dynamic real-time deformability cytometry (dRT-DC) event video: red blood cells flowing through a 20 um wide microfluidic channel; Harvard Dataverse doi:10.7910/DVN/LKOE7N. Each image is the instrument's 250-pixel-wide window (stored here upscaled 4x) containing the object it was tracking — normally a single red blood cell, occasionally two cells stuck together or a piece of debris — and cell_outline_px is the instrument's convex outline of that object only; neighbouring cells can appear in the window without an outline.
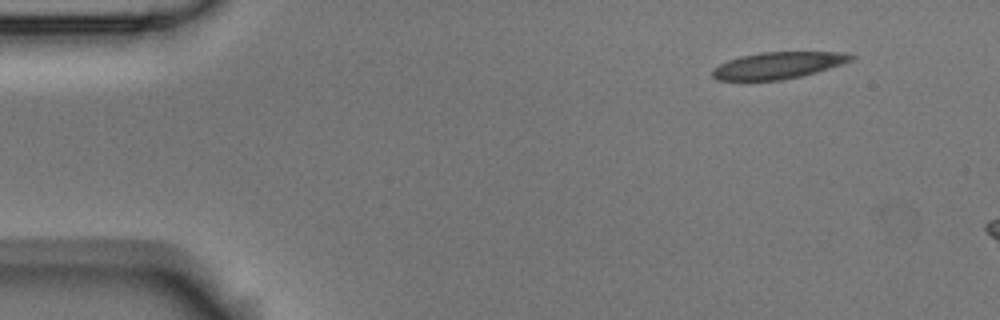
{"species": "Egyptian fruit bat (a non-hibernating species)", "species_latin": "Rousettus aegyptiacus", "temperature_condition": "room temperature", "stored_images_in_passage": 7, "camera_frame_rate_fps": 3000, "um_per_image_px": 0.085, "animal": {"sex": "male"}, "frame": {"image": 1, "passage_image": 1, "time_ms": 0.0, "image_size_px": [1000, 320], "cell_outline_px": [[856, 56], [852, 60], [816, 72], [800, 76], [780, 80], [716, 80], [712, 76], [712, 68], [728, 60], [740, 56], [764, 52], [844, 52]], "centroid_in_image_um": [66.1, 5.55], "position_along_channel_um": 18.9, "area_um2": 21.39}}